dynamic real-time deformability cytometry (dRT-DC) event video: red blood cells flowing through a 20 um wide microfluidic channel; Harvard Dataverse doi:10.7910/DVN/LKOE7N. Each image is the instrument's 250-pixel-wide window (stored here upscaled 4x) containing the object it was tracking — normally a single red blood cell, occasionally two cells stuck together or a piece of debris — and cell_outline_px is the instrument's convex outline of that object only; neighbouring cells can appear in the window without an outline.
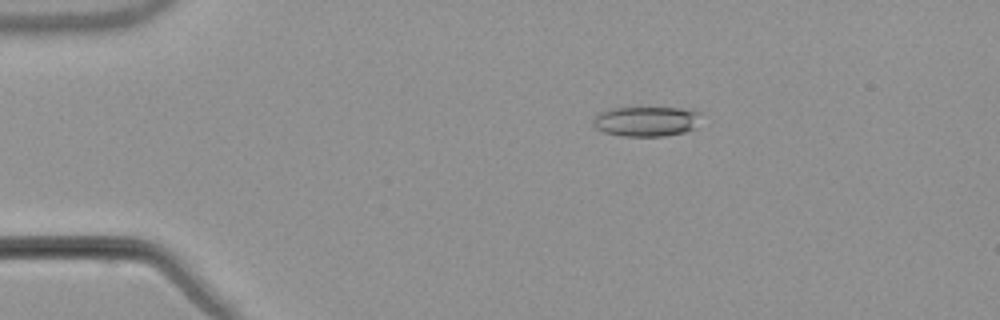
{"species": "common noctule bat (a hibernating species)", "species_latin": "Nyctalus noctula", "temperature_condition": "warm", "stored_images_in_passage": 37, "camera_frame_rate_fps": 3000, "um_per_image_px": 0.085, "animal": {"sex": "male", "body_mass_g": 21.5, "forearm_length_mm": 52.0}, "frame": {"image": 1, "passage_image": 1, "time_ms": 0.0, "image_size_px": [1000, 320], "cell_outline_px": [[704, 112], [696, 128], [684, 132], [664, 136], [620, 136], [604, 132], [596, 128], [592, 124], [592, 120], [600, 112], [612, 108], [692, 108]], "centroid_in_image_um": [55.01, 10.31], "position_along_channel_um": 30.0, "area_um2": 19.25}}
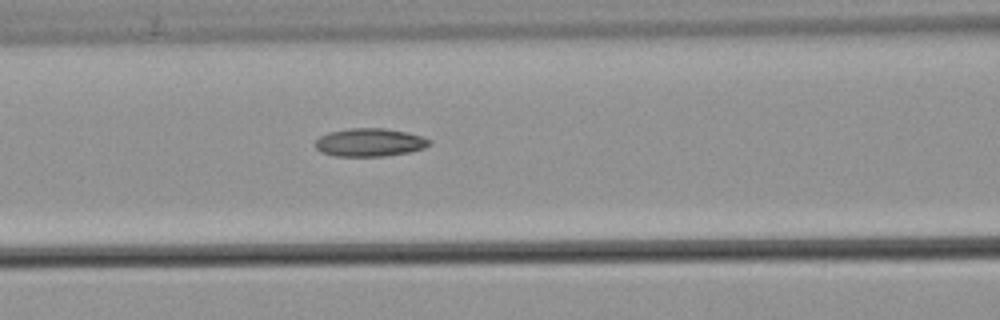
{"frame": {"image": 2, "passage_image": 14, "time_ms": 4.333, "image_size_px": [1000, 320], "cell_outline_px": [[432, 144], [424, 148], [408, 152], [384, 156], [332, 156], [320, 152], [312, 144], [320, 136], [328, 132], [348, 128], [384, 128], [408, 132], [432, 140]], "centroid_in_image_um": [31.39, 12.1], "position_along_channel_um": 135.2, "area_um2": 18.96}}
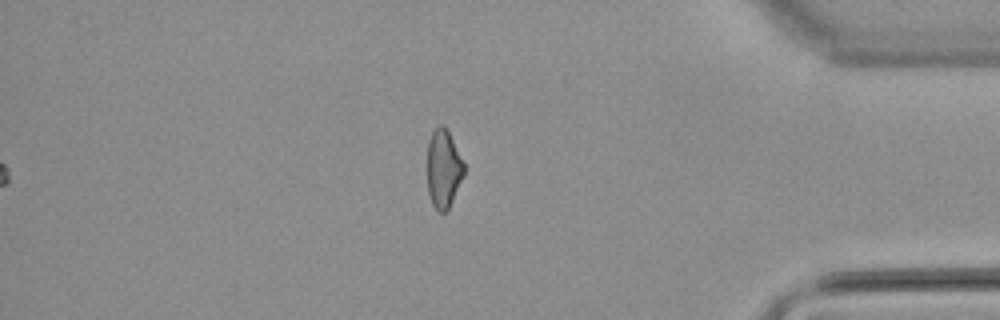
{"frame": {"image": 3, "passage_image": 37, "time_ms": 12.0, "image_size_px": [1000, 320], "cell_outline_px": [[464, 176], [448, 208], [444, 212], [440, 212], [432, 204], [428, 192], [428, 140], [432, 132], [440, 124], [444, 124], [464, 164]], "centroid_in_image_um": [37.69, 14.34], "position_along_channel_um": 397.5, "area_um2": 16.42}, "authors_computed_cell_mechanics": {"area_um2": 18.0914, "velocity_mm_per_s": 3.8298, "shape_relaxation_time_tau1_ms": null, "shape_relaxation_time_tau2_ms": 4.0353, "deformation_change_tau1": null, "deformation_change_tau2": 0.1205}}